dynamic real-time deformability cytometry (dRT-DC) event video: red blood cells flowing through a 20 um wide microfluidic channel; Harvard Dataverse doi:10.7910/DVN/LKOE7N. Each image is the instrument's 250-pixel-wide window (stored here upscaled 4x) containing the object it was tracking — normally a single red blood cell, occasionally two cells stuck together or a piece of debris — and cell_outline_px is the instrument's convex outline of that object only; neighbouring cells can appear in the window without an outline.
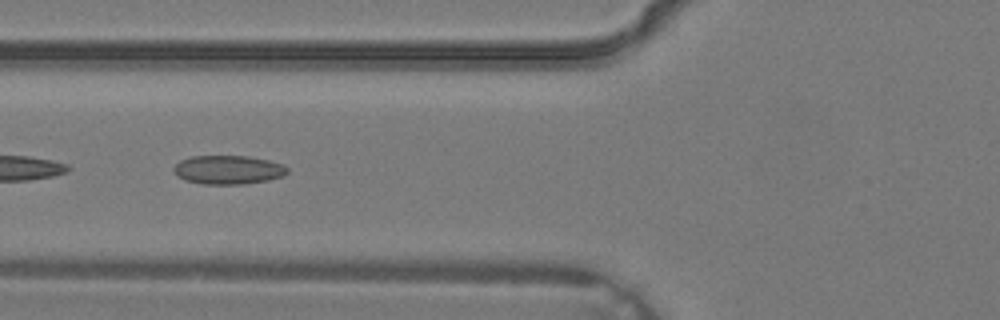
{"species": "common noctule bat (a hibernating species)", "species_latin": "Nyctalus noctula", "temperature_condition": "warm", "stored_images_in_passage": 5, "camera_frame_rate_fps": 3000, "um_per_image_px": 0.085, "animal": {"sex": "male", "body_mass_g": 19.2, "forearm_length_mm": 51.8}, "frame": {"image": 1, "passage_image": 5, "time_ms": 1.333, "image_size_px": [1000, 320], "cell_outline_px": [[288, 172], [284, 176], [268, 180], [244, 184], [204, 184], [184, 180], [176, 176], [172, 172], [172, 168], [180, 160], [192, 156], [248, 156], [268, 160], [280, 164], [288, 168]], "centroid_in_image_um": [19.35, 14.43], "position_along_channel_um": 106.4, "area_um2": 19.19}}